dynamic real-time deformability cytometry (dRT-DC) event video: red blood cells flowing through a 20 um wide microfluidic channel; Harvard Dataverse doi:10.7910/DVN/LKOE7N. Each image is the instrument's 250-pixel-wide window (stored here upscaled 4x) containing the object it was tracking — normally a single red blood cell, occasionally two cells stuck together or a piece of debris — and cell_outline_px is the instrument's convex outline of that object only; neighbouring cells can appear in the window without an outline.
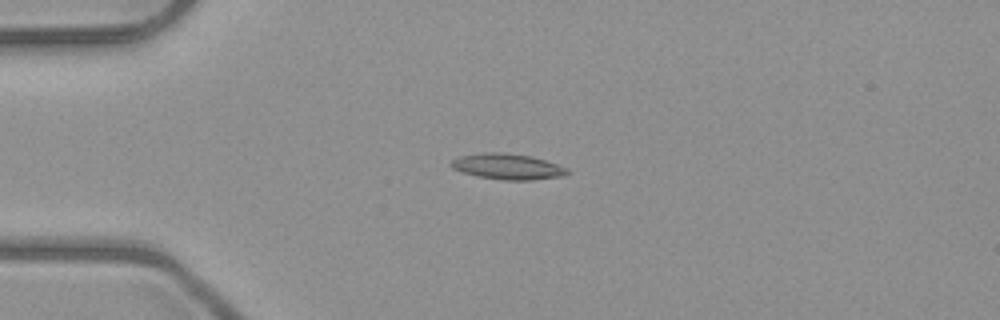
{"species": "common noctule bat (a hibernating species)", "species_latin": "Nyctalus noctula", "temperature_condition": "room temperature", "stored_images_in_passage": 5, "camera_frame_rate_fps": 3000, "um_per_image_px": 0.085, "animal": {"sex": "male", "body_mass_g": 23.1, "forearm_length_mm": 52.7}, "frame": {"image": 1, "passage_image": 4, "time_ms": 4.333, "image_size_px": [1000, 320], "cell_outline_px": [[568, 172], [564, 176], [532, 180], [504, 180], [480, 176], [464, 172], [452, 168], [448, 164], [452, 160], [460, 156], [484, 152], [500, 152], [532, 156], [568, 168]], "centroid_in_image_um": [43.14, 14.15], "position_along_channel_um": 41.9, "area_um2": 17.28}}